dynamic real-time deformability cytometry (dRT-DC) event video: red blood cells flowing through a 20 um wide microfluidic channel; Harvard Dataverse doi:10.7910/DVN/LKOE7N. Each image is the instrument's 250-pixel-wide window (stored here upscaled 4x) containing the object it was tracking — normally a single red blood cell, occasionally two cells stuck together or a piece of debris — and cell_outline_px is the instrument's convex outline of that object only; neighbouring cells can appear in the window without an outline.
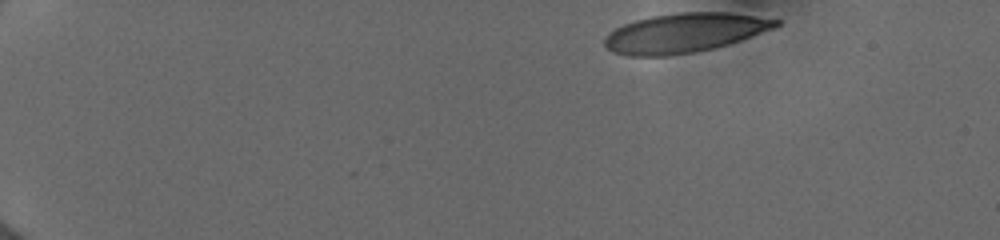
{"species": "human", "species_latin": "Homo sapiens", "temperature_condition": "cold", "stored_images_in_passage": 37, "camera_frame_rate_fps": 3000, "um_per_image_px": 0.085, "donor": {"sex": "female"}, "frame": {"image": 1, "passage_image": 1, "time_ms": 0.0, "image_size_px": [1000, 240], "cell_outline_px": [[780, 24], [772, 28], [740, 40], [728, 44], [712, 48], [692, 52], [668, 56], [628, 56], [612, 52], [604, 44], [604, 36], [616, 28], [624, 24], [636, 20], [652, 16], [680, 12], [728, 12], [780, 20]], "centroid_in_image_um": [58.12, 2.8], "position_along_channel_um": 26.9, "area_um2": 38.84}}
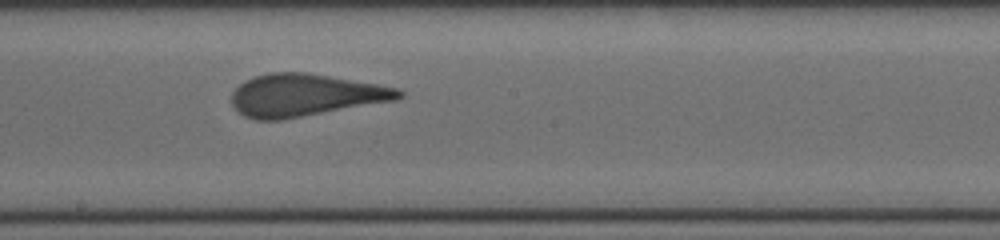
{"frame": {"image": 2, "passage_image": 20, "time_ms": 8.0, "image_size_px": [1000, 240], "cell_outline_px": [[404, 96], [396, 100], [280, 120], [256, 120], [244, 116], [232, 104], [232, 92], [244, 80], [268, 72], [304, 72], [400, 88], [404, 92]], "centroid_in_image_um": [25.93, 8.09], "position_along_channel_um": 222.3, "area_um2": 40.98}}
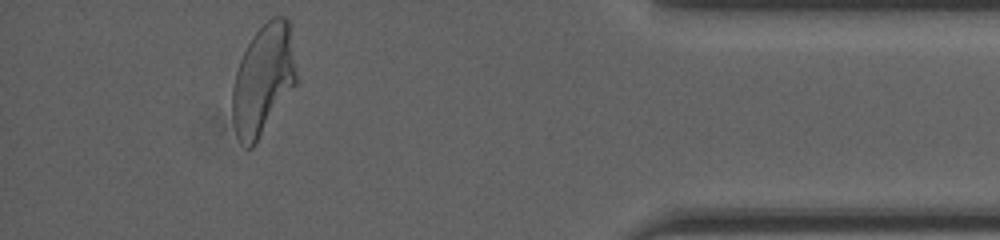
{"frame": {"image": 3, "passage_image": 34, "time_ms": 13.667, "image_size_px": [1000, 240], "cell_outline_px": [[296, 84], [256, 144], [252, 148], [248, 148], [236, 136], [232, 116], [232, 88], [236, 72], [240, 60], [248, 44], [256, 32], [272, 16], [284, 16], [288, 20], [296, 76]], "centroid_in_image_um": [22.35, 6.82], "position_along_channel_um": 412.9, "area_um2": 40.52}, "authors_computed_cell_mechanics": {"area_um2": 40.9802, "velocity_mm_per_s": 3.9919, "shape_relaxation_time_tau1_ms": 5.5012, "shape_relaxation_time_tau2_ms": 0.6746, "deformation_change_tau1": 0.1992, "deformation_change_tau2": 0.0981}}